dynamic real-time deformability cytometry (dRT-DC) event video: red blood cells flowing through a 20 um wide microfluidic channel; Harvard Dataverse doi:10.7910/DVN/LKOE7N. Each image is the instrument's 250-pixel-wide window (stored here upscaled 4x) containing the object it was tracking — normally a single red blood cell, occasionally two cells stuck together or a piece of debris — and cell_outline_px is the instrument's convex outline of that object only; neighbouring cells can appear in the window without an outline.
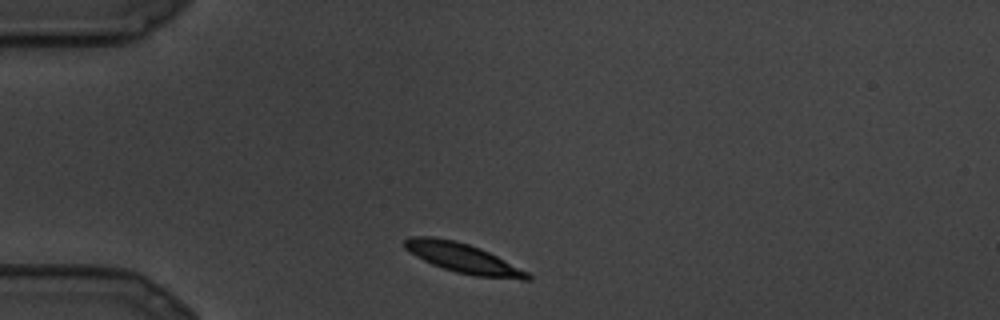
{"species": "common noctule bat (a hibernating species)", "species_latin": "Nyctalus noctula", "temperature_condition": "cold", "stored_images_in_passage": 22, "camera_frame_rate_fps": 3000, "um_per_image_px": 0.085, "animal": {"sex": "male", "body_mass_g": 19.5, "forearm_length_mm": 54.6}, "frame": {"image": 1, "passage_image": 1, "time_ms": 0.0, "image_size_px": [1000, 320], "cell_outline_px": [[532, 280], [520, 280], [476, 276], [456, 272], [432, 264], [416, 256], [404, 248], [404, 240], [408, 236], [432, 236], [456, 240], [480, 248], [528, 272], [532, 276]], "centroid_in_image_um": [39.35, 21.94], "position_along_channel_um": 45.7, "area_um2": 21.15}}
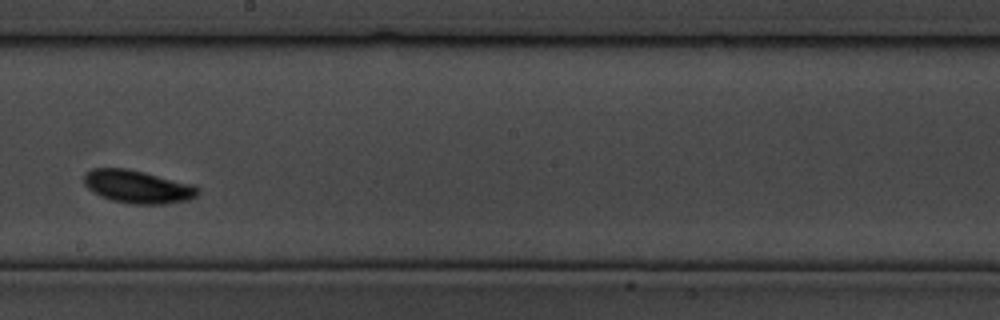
{"frame": {"image": 2, "passage_image": 10, "time_ms": 3.0, "image_size_px": [1000, 320], "cell_outline_px": [[200, 192], [196, 196], [188, 200], [168, 204], [132, 204], [112, 200], [100, 196], [92, 192], [84, 184], [84, 172], [92, 168], [128, 168], [196, 184], [200, 188]], "centroid_in_image_um": [11.73, 15.86], "position_along_channel_um": 236.5, "area_um2": 22.37}}
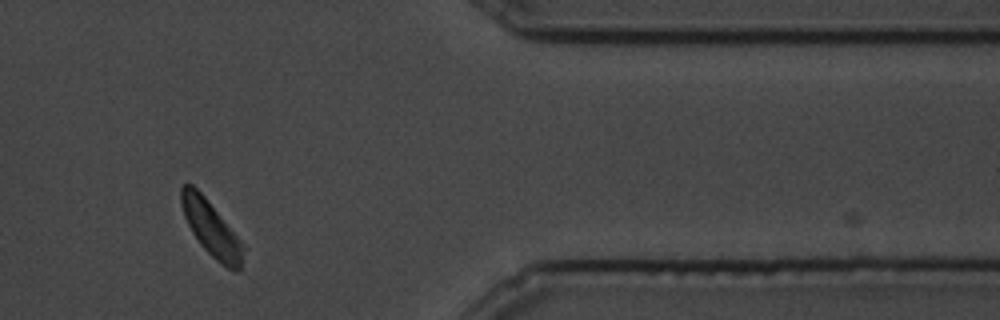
{"frame": {"image": 3, "passage_image": 18, "time_ms": 5.667, "image_size_px": [1000, 320], "cell_outline_px": [[248, 248], [240, 268], [236, 272], [220, 264], [200, 244], [192, 232], [184, 216], [180, 204], [180, 188], [184, 184], [192, 184], [204, 196]], "centroid_in_image_um": [17.99, 19.46], "position_along_channel_um": 393.4, "area_um2": 20.11}}